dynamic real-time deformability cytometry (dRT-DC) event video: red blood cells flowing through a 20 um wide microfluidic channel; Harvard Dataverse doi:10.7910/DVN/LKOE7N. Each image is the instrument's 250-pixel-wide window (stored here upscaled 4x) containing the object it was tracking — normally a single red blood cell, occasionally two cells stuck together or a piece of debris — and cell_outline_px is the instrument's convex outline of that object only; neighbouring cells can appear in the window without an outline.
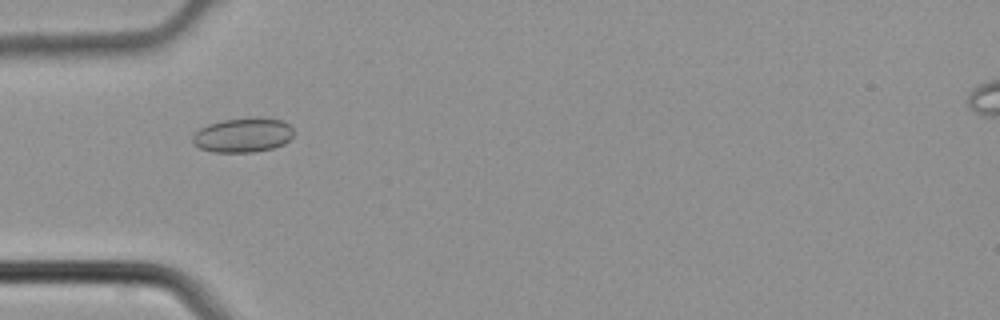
{"species": "common noctule bat (a hibernating species)", "species_latin": "Nyctalus noctula", "temperature_condition": "cold", "stored_images_in_passage": 4, "camera_frame_rate_fps": 3000, "um_per_image_px": 0.085, "animal": {"sex": "male", "body_mass_g": 21.5, "forearm_length_mm": 52.0}, "frame": {"image": 1, "passage_image": 3, "time_ms": 0.667, "image_size_px": [1000, 320], "cell_outline_px": [[292, 136], [284, 144], [272, 148], [252, 152], [212, 152], [200, 148], [192, 144], [192, 136], [200, 128], [208, 124], [224, 120], [256, 116], [284, 120], [292, 128]], "centroid_in_image_um": [20.64, 11.47], "position_along_channel_um": 64.4, "area_um2": 20.46}}
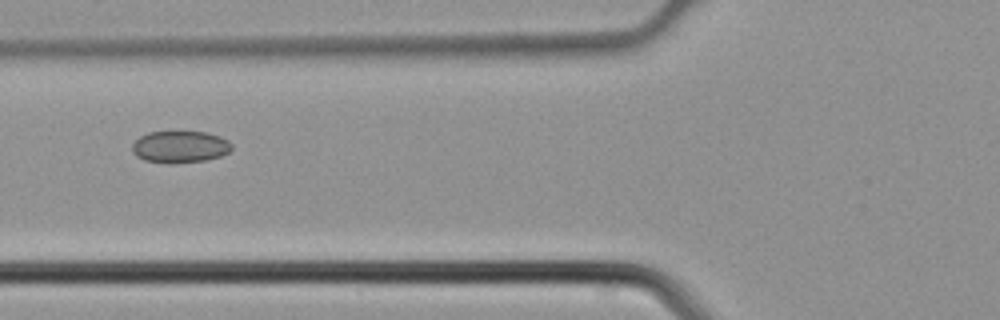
{"frame": {"image": 2, "passage_image": 4, "time_ms": 1.0, "image_size_px": [1000, 320], "cell_outline_px": [[232, 148], [228, 152], [220, 156], [204, 160], [172, 164], [168, 164], [144, 160], [136, 156], [132, 152], [132, 144], [140, 136], [148, 132], [208, 132], [220, 136], [228, 140], [232, 144]], "centroid_in_image_um": [15.29, 12.48], "position_along_channel_um": 110.5, "area_um2": 18.61}}